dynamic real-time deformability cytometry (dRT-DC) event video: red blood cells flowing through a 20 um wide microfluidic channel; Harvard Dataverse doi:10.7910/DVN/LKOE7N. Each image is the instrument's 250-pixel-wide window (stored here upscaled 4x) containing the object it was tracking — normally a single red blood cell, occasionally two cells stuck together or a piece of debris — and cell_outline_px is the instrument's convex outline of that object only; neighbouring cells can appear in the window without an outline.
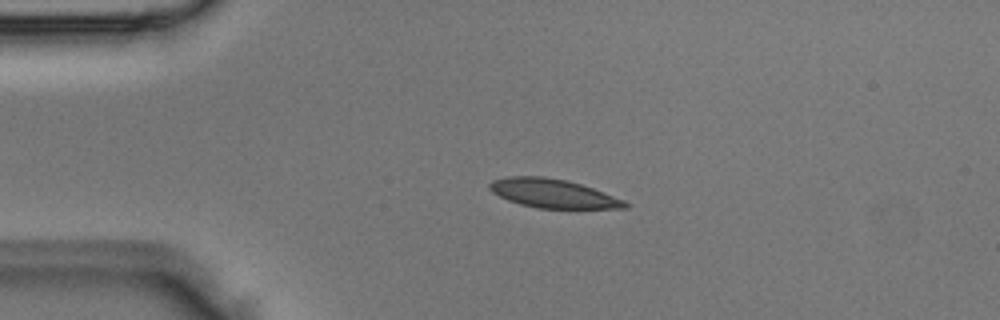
{"species": "Egyptian fruit bat (a non-hibernating species)", "species_latin": "Rousettus aegyptiacus", "temperature_condition": "room temperature", "stored_images_in_passage": 7, "camera_frame_rate_fps": 3000, "um_per_image_px": 0.085, "animal": {"sex": "male"}, "frame": {"image": 1, "passage_image": 2, "time_ms": 0.333, "image_size_px": [1000, 320], "cell_outline_px": [[628, 208], [536, 208], [520, 204], [508, 200], [492, 192], [488, 188], [488, 184], [492, 180], [508, 176], [544, 176], [568, 180], [604, 192], [624, 200], [628, 204]], "centroid_in_image_um": [46.97, 16.43], "position_along_channel_um": 38.0, "area_um2": 22.72}}
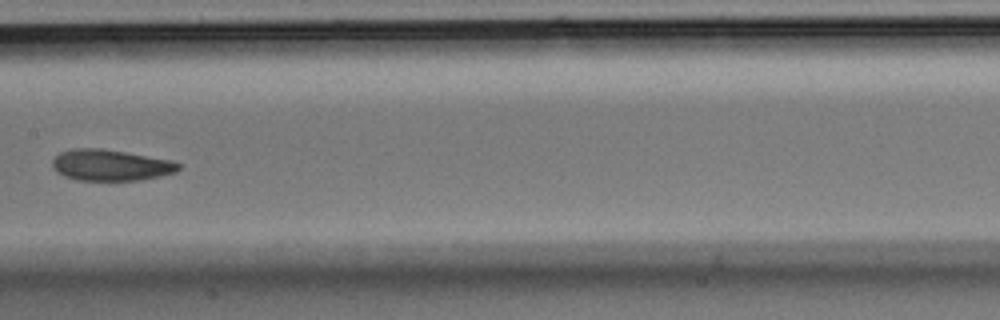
{"frame": {"image": 2, "passage_image": 6, "time_ms": 1.667, "image_size_px": [1000, 320], "cell_outline_px": [[180, 168], [176, 172], [160, 176], [140, 180], [76, 180], [64, 176], [56, 172], [52, 168], [52, 160], [60, 152], [72, 148], [100, 148], [172, 160], [180, 164]], "centroid_in_image_um": [9.37, 14.04], "position_along_channel_um": 198.0, "area_um2": 22.95}}
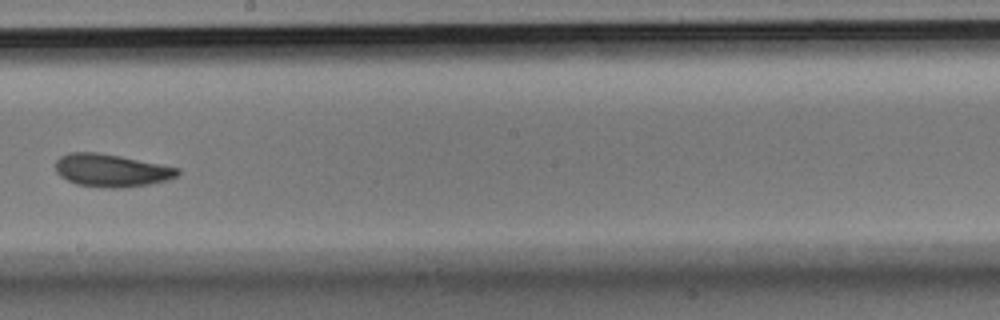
{"frame": {"image": 3, "passage_image": 7, "time_ms": 2.0, "image_size_px": [1000, 320], "cell_outline_px": [[180, 172], [176, 176], [168, 180], [148, 184], [120, 188], [104, 188], [76, 184], [60, 176], [56, 172], [56, 160], [60, 156], [68, 152], [96, 152], [120, 156], [180, 168]], "centroid_in_image_um": [9.44, 14.48], "position_along_channel_um": 238.8, "area_um2": 23.29}}